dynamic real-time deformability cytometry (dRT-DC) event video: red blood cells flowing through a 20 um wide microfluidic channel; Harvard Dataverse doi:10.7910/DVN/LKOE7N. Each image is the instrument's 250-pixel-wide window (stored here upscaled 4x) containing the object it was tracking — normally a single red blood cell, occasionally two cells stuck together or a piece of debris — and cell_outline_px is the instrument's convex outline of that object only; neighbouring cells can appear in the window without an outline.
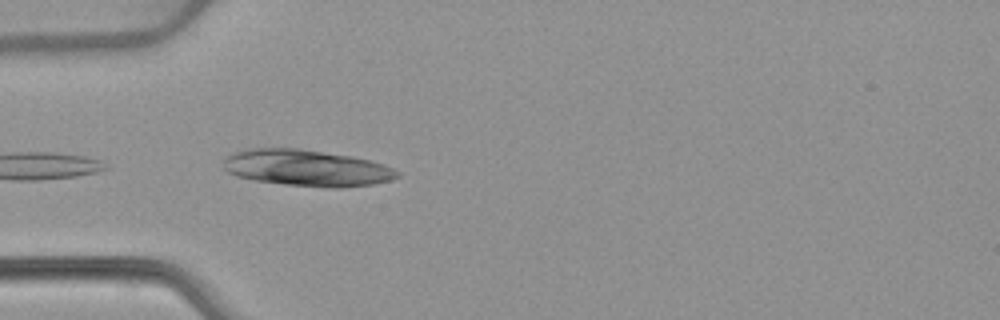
{"species": "common noctule bat (a hibernating species)", "species_latin": "Nyctalus noctula", "temperature_condition": "warm", "stored_images_in_passage": 3, "camera_frame_rate_fps": 3000, "um_per_image_px": 0.085, "animal": {"sex": "female", "body_mass_g": 22.7, "forearm_length_mm": 54.2}, "frame": {"image": 1, "passage_image": 3, "time_ms": 0.667, "image_size_px": [1000, 320], "cell_outline_px": [[400, 176], [392, 180], [372, 184], [340, 188], [332, 188], [284, 184], [256, 180], [236, 176], [228, 172], [224, 168], [224, 160], [232, 152], [248, 148], [300, 148], [352, 156], [372, 160], [384, 164], [400, 172]], "centroid_in_image_um": [26.1, 14.27], "position_along_channel_um": 58.9, "area_um2": 37.11}}